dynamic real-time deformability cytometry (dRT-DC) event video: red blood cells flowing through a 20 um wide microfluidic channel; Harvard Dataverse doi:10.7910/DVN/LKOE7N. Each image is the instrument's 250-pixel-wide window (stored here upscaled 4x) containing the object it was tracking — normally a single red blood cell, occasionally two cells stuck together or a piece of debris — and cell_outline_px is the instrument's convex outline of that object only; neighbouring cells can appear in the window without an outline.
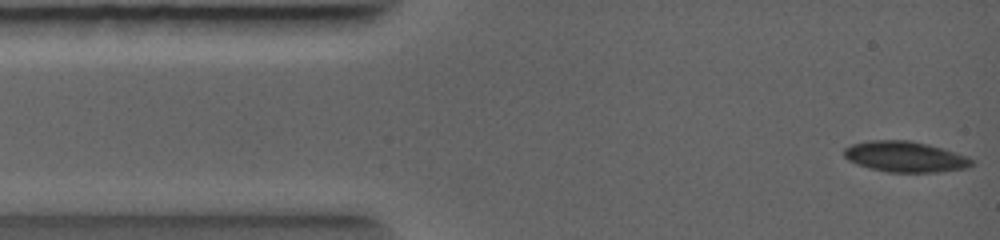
{"species": "common noctule bat (a hibernating species)", "species_latin": "Nyctalus noctula", "temperature_condition": "warm", "stored_images_in_passage": 4, "camera_frame_rate_fps": 5000, "um_per_image_px": 0.085, "animal": {"sex": "female", "body_mass_g": 19.0, "forearm_length_mm": 56.7}, "frame": {"image": 1, "passage_image": 1, "time_ms": 0.0, "image_size_px": [1000, 240], "cell_outline_px": [[972, 164], [964, 168], [936, 172], [888, 172], [868, 168], [856, 164], [848, 160], [844, 156], [844, 148], [852, 144], [868, 140], [912, 140], [944, 148], [964, 156], [972, 160]], "centroid_in_image_um": [76.87, 13.31], "position_along_channel_um": 8.1, "area_um2": 22.77}}